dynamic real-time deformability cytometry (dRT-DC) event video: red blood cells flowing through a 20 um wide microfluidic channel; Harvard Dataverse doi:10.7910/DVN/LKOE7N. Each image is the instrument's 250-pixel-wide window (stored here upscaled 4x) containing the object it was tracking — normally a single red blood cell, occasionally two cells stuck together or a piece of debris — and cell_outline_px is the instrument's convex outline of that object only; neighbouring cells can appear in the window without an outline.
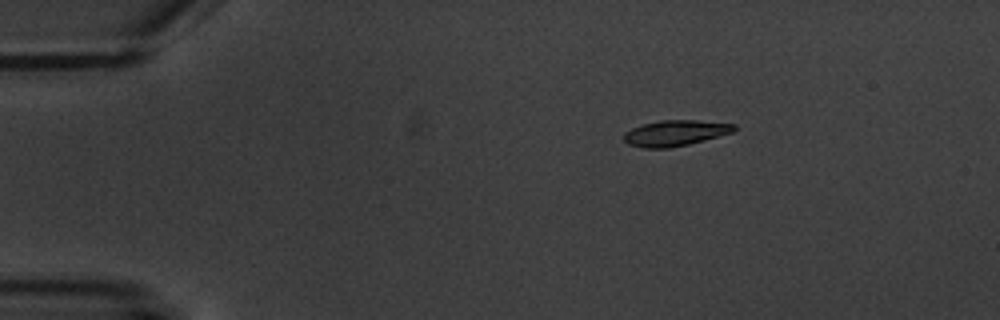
{"species": "common noctule bat (a hibernating species)", "species_latin": "Nyctalus noctula", "temperature_condition": "warm", "stored_images_in_passage": 6, "camera_frame_rate_fps": 3000, "um_per_image_px": 0.085, "animal": {"sex": "male", "body_mass_g": 20.1, "forearm_length_mm": 53.5}, "frame": {"image": 1, "passage_image": 3, "time_ms": 2.667, "image_size_px": [1000, 320], "cell_outline_px": [[736, 128], [732, 132], [704, 140], [688, 144], [668, 148], [644, 148], [628, 144], [624, 140], [624, 132], [632, 128], [644, 124], [660, 120], [696, 120], [736, 124]], "centroid_in_image_um": [57.38, 11.31], "position_along_channel_um": 27.6, "area_um2": 16.42}}
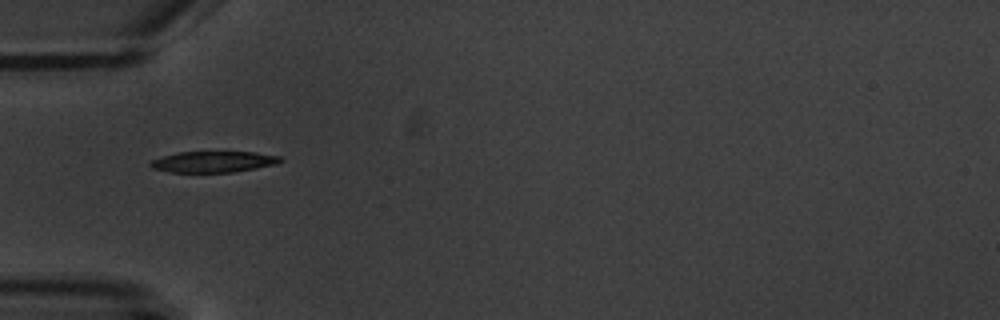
{"frame": {"image": 2, "passage_image": 5, "time_ms": 5.667, "image_size_px": [1000, 320], "cell_outline_px": [[284, 160], [276, 164], [256, 168], [232, 172], [168, 172], [152, 168], [148, 164], [152, 160], [176, 152], [256, 152], [280, 156]], "centroid_in_image_um": [18.14, 13.75], "position_along_channel_um": 66.9, "area_um2": 15.95}}